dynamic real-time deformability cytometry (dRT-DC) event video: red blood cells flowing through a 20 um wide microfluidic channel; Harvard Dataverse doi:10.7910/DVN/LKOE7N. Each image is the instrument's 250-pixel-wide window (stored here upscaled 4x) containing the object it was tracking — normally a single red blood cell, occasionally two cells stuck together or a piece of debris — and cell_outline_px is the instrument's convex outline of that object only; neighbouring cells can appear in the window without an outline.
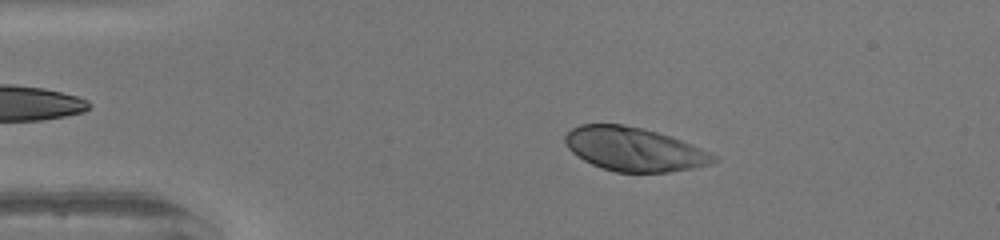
{"species": "human", "species_latin": "Homo sapiens", "temperature_condition": "warm", "stored_images_in_passage": 50, "camera_frame_rate_fps": 3000, "um_per_image_px": 0.085, "donor": {"sex": "female"}, "frame": {"image": 1, "passage_image": 9, "time_ms": 2.667, "image_size_px": [1000, 240], "cell_outline_px": [[720, 160], [712, 164], [696, 168], [668, 172], [616, 172], [592, 164], [576, 156], [568, 148], [564, 140], [564, 136], [572, 128], [580, 124], [624, 124], [644, 128], [680, 140], [720, 156]], "centroid_in_image_um": [53.93, 12.69], "position_along_channel_um": 31.1, "area_um2": 37.97}}
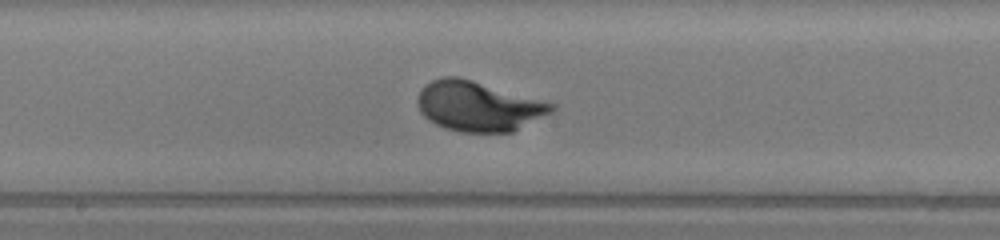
{"frame": {"image": 2, "passage_image": 26, "time_ms": 8.333, "image_size_px": [1000, 240], "cell_outline_px": [[556, 108], [552, 112], [512, 132], [460, 132], [444, 128], [428, 120], [420, 112], [416, 104], [416, 100], [420, 88], [424, 84], [440, 76], [456, 76], [472, 80], [556, 104]], "centroid_in_image_um": [40.61, 9.02], "position_along_channel_um": 207.6, "area_um2": 39.13}}
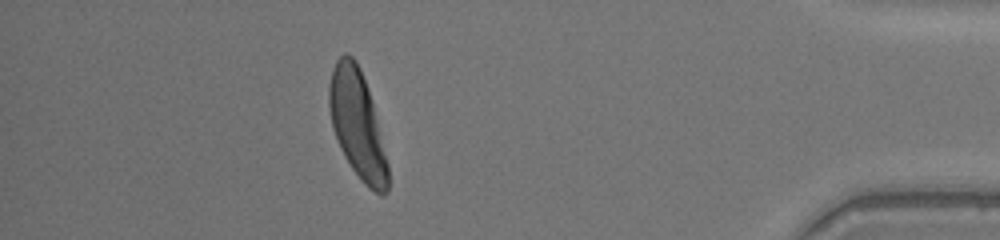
{"frame": {"image": 3, "passage_image": 44, "time_ms": 14.333, "image_size_px": [1000, 240], "cell_outline_px": [[388, 192], [384, 196], [380, 196], [368, 188], [364, 184], [352, 168], [344, 156], [340, 148], [332, 128], [328, 104], [328, 84], [332, 68], [336, 60], [344, 52], [352, 56], [356, 60], [360, 68], [372, 100], [388, 164]], "centroid_in_image_um": [30.36, 10.56], "position_along_channel_um": 404.8, "area_um2": 37.17}, "authors_computed_cell_mechanics": {"area_um2": 37.6856, "velocity_mm_per_s": 4.1013, "shape_relaxation_time_tau1_ms": 2.0625, "shape_relaxation_time_tau2_ms": null, "deformation_change_tau1": 0.1871, "deformation_change_tau2": null}}